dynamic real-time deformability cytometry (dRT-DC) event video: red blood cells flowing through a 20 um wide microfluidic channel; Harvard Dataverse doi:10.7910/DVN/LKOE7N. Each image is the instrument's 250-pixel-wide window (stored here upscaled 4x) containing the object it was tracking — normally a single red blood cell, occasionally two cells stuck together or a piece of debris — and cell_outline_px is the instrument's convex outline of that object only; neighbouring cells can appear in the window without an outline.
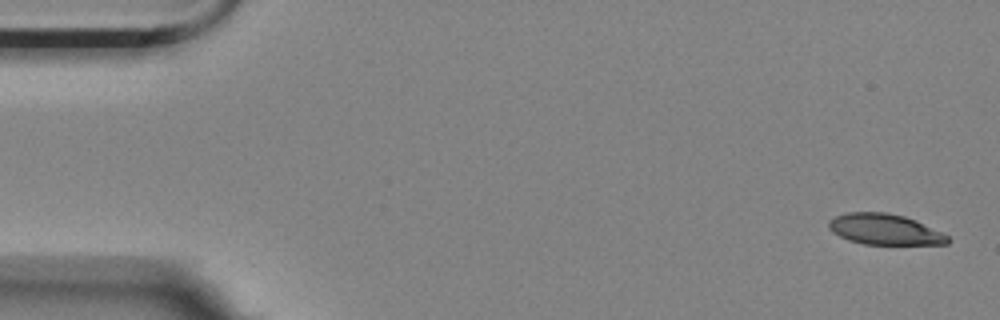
{"species": "Egyptian fruit bat (a non-hibernating species)", "species_latin": "Rousettus aegyptiacus", "temperature_condition": "room temperature", "stored_images_in_passage": 5, "camera_frame_rate_fps": 3000, "um_per_image_px": 0.085, "animal": {"sex": "female"}, "frame": {"image": 1, "passage_image": 1, "time_ms": 0.0, "image_size_px": [1000, 320], "cell_outline_px": [[952, 240], [948, 244], [864, 244], [848, 240], [832, 232], [828, 228], [828, 220], [836, 216], [848, 212], [884, 212], [904, 216], [916, 220], [944, 232]], "centroid_in_image_um": [75.23, 19.49], "position_along_channel_um": 9.8, "area_um2": 21.5}}
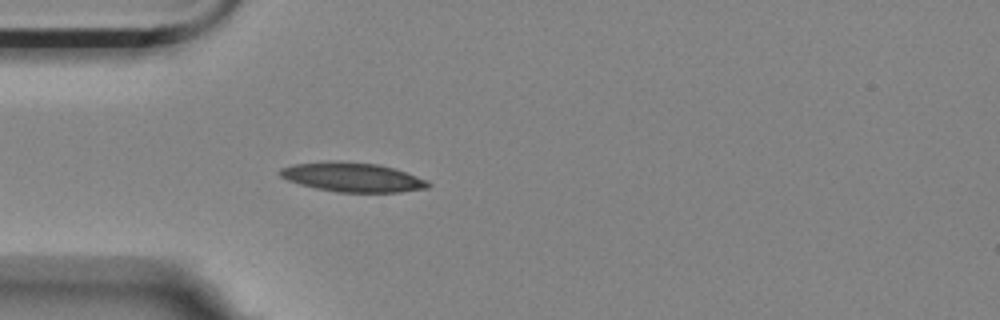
{"frame": {"image": 2, "passage_image": 5, "time_ms": 1.333, "image_size_px": [1000, 320], "cell_outline_px": [[432, 184], [428, 188], [400, 192], [336, 192], [316, 188], [300, 184], [288, 180], [280, 176], [276, 172], [280, 168], [296, 164], [376, 164], [392, 168], [428, 180]], "centroid_in_image_um": [30.01, 15.12], "position_along_channel_um": 55.0, "area_um2": 24.04}}